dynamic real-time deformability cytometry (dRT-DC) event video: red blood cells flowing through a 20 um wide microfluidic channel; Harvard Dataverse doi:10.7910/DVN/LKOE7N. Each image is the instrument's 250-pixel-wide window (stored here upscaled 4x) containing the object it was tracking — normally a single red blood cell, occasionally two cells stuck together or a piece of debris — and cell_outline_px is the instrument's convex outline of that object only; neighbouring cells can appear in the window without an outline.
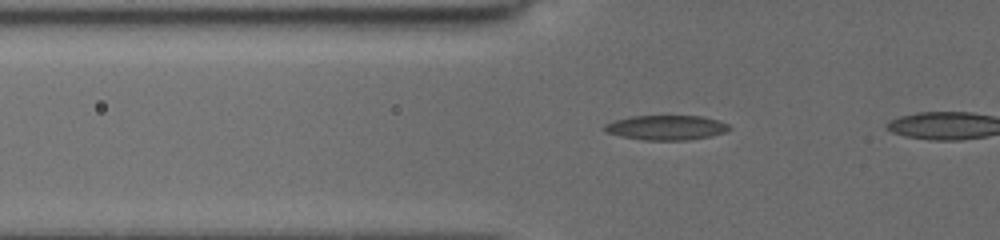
{"species": "common noctule bat (a hibernating species)", "species_latin": "Nyctalus noctula", "temperature_condition": "cold", "stored_images_in_passage": 19, "segment_of_instrument_passage": [1, 2], "camera_frame_rate_fps": 3000, "um_per_image_px": 0.085, "animal": {"sex": "female", "body_mass_g": 19.5, "forearm_length_mm": 54.1}, "frame": {"image": 1, "passage_image": 9, "time_ms": 3.333, "image_size_px": [1000, 240], "cell_outline_px": [[732, 128], [724, 132], [708, 136], [684, 140], [644, 140], [620, 136], [604, 132], [604, 124], [616, 120], [632, 116], [700, 116], [720, 120], [728, 124]], "centroid_in_image_um": [56.61, 10.84], "position_along_channel_um": 69.2, "area_um2": 17.86}}
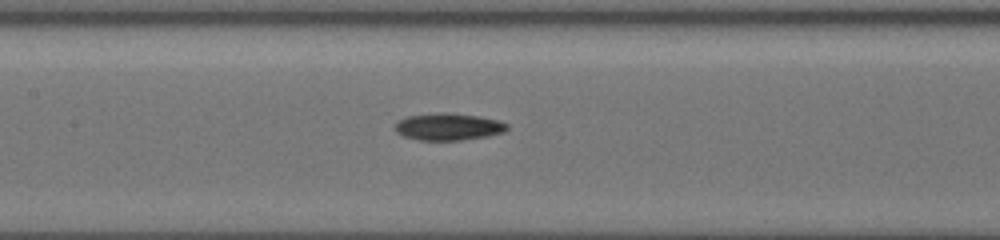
{"frame": {"image": 2, "passage_image": 16, "time_ms": 6.0, "image_size_px": [1000, 240], "cell_outline_px": [[508, 128], [504, 132], [488, 136], [460, 140], [420, 140], [404, 136], [396, 132], [396, 124], [400, 120], [408, 116], [440, 112], [444, 112], [480, 116], [500, 120], [508, 124]], "centroid_in_image_um": [38.16, 10.77], "position_along_channel_um": 169.2, "area_um2": 17.63}}
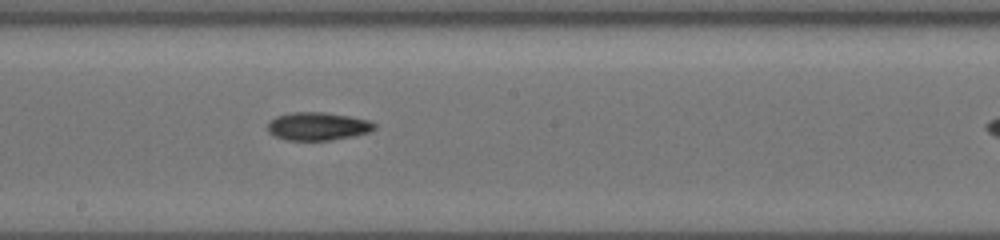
{"frame": {"image": 3, "passage_image": 18, "time_ms": 7.333, "image_size_px": [1000, 240], "cell_outline_px": [[376, 128], [368, 132], [352, 136], [332, 140], [284, 140], [272, 136], [268, 132], [268, 124], [276, 116], [292, 112], [320, 112], [348, 116], [368, 120], [376, 124]], "centroid_in_image_um": [26.97, 10.74], "position_along_channel_um": 221.2, "area_um2": 17.4}}